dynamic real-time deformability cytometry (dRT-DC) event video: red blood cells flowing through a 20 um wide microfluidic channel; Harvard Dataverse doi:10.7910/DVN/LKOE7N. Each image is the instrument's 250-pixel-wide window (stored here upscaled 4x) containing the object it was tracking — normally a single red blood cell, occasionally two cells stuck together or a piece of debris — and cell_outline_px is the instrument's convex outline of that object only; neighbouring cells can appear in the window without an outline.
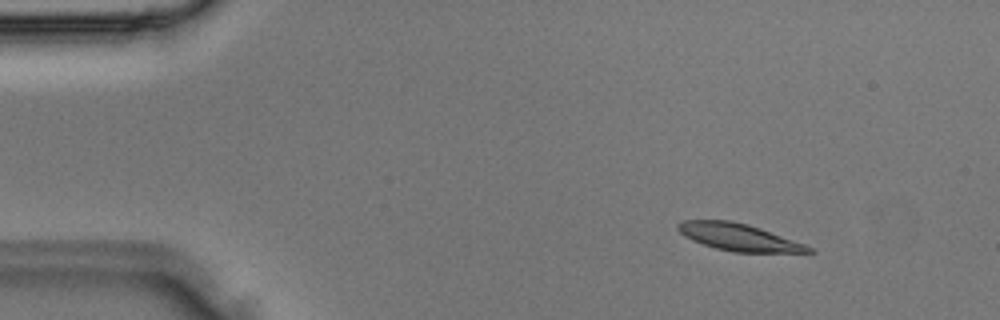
{"species": "Egyptian fruit bat (a non-hibernating species)", "species_latin": "Rousettus aegyptiacus", "temperature_condition": "room temperature", "stored_images_in_passage": 37, "segment_of_instrument_passage": [1, 2], "camera_frame_rate_fps": 3000, "um_per_image_px": 0.085, "animal": {"sex": "male"}, "frame": {"image": 1, "passage_image": 4, "time_ms": 1.0, "image_size_px": [1000, 320], "cell_outline_px": [[816, 252], [732, 252], [716, 248], [692, 240], [684, 236], [676, 228], [676, 224], [684, 220], [732, 220], [748, 224], [760, 228], [804, 244], [812, 248]], "centroid_in_image_um": [62.75, 20.15], "position_along_channel_um": 22.3, "area_um2": 20.46}}
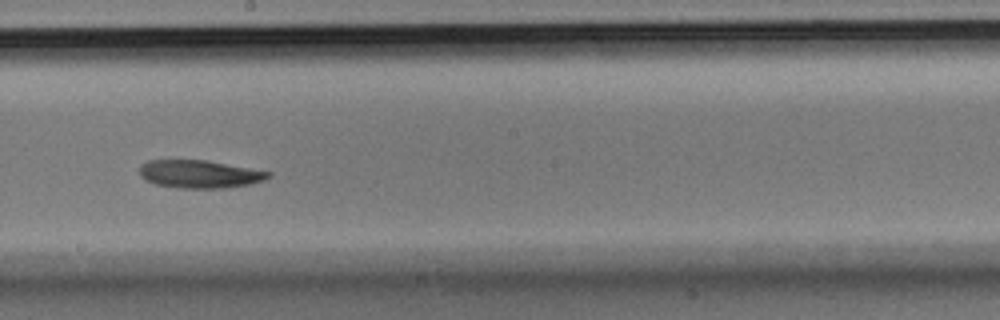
{"frame": {"image": 2, "passage_image": 20, "time_ms": 6.333, "image_size_px": [1000, 320], "cell_outline_px": [[272, 176], [264, 180], [248, 184], [228, 188], [180, 188], [156, 184], [144, 180], [140, 176], [140, 164], [148, 160], [208, 160], [272, 172]], "centroid_in_image_um": [16.96, 14.79], "position_along_channel_um": 231.2, "area_um2": 21.1}}
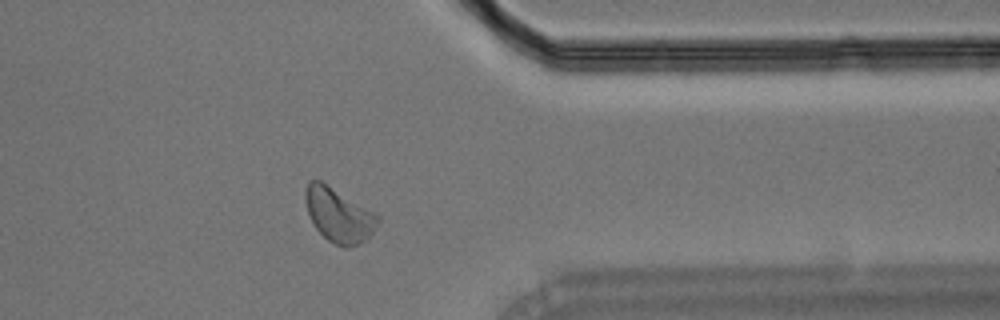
{"frame": {"image": 3, "passage_image": 29, "time_ms": 9.333, "image_size_px": [1000, 320], "cell_outline_px": [[380, 220], [372, 232], [360, 244], [344, 248], [328, 240], [312, 224], [304, 200], [304, 192], [308, 180], [320, 180], [376, 212], [380, 216]], "centroid_in_image_um": [28.78, 18.26], "position_along_channel_um": 382.6, "area_um2": 22.95}}